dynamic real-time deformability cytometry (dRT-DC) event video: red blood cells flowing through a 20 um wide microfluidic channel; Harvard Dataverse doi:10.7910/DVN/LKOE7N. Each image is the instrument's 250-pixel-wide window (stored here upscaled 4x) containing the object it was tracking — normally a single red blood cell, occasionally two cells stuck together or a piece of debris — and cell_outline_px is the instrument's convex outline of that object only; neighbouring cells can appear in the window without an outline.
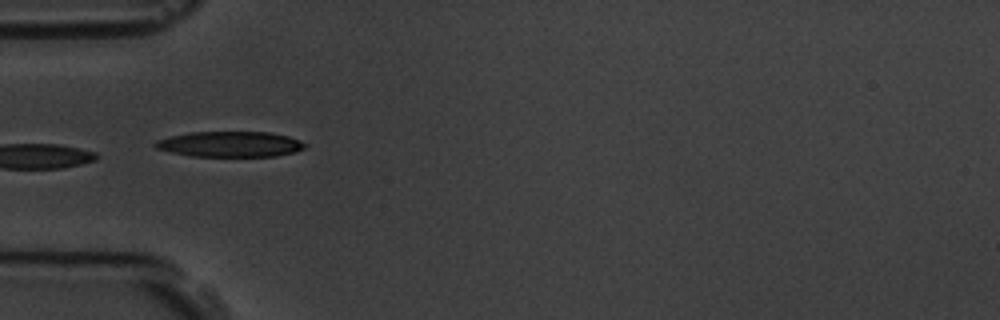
{"species": "common noctule bat (a hibernating species)", "species_latin": "Nyctalus noctula", "temperature_condition": "room temperature", "stored_images_in_passage": 15, "camera_frame_rate_fps": 3000, "um_per_image_px": 0.085, "animal": {"sex": "male", "body_mass_g": 19.5, "forearm_length_mm": 54.6}, "frame": {"image": 1, "passage_image": 5, "time_ms": 5.333, "image_size_px": [1000, 320], "cell_outline_px": [[308, 144], [304, 148], [296, 152], [276, 156], [192, 156], [172, 152], [156, 148], [152, 144], [156, 140], [172, 136], [192, 132], [268, 132], [288, 136], [300, 140]], "centroid_in_image_um": [19.59, 12.25], "position_along_channel_um": 65.4, "area_um2": 22.2}}
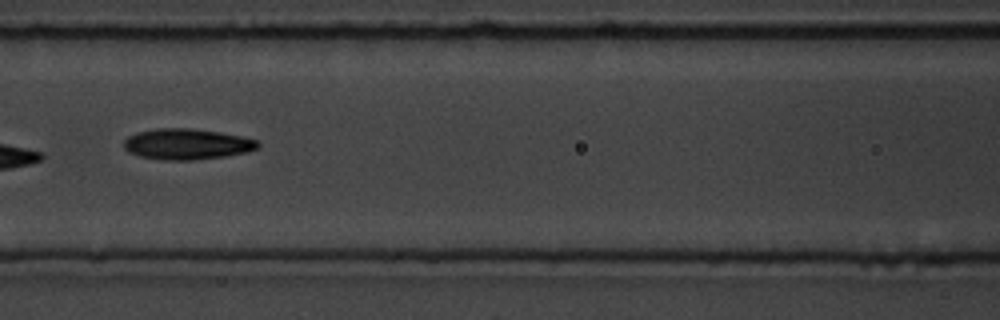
{"frame": {"image": 2, "passage_image": 7, "time_ms": 7.667, "image_size_px": [1000, 320], "cell_outline_px": [[260, 144], [256, 148], [248, 152], [228, 156], [192, 160], [168, 160], [140, 156], [128, 152], [124, 148], [124, 140], [128, 136], [136, 132], [156, 128], [192, 128], [220, 132], [244, 136], [256, 140]], "centroid_in_image_um": [15.89, 12.24], "position_along_channel_um": 150.7, "area_um2": 24.22}}
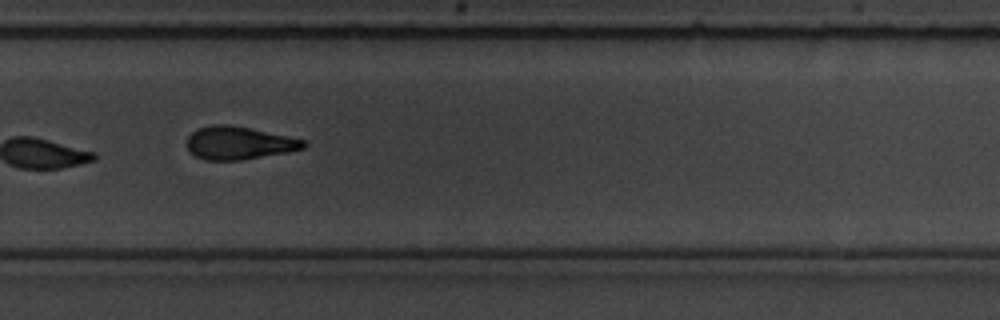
{"frame": {"image": 3, "passage_image": 11, "time_ms": 12.0, "image_size_px": [1000, 320], "cell_outline_px": [[308, 144], [304, 148], [288, 152], [240, 160], [204, 160], [188, 152], [188, 136], [196, 128], [212, 124], [228, 124], [248, 128], [304, 140]], "centroid_in_image_um": [20.26, 12.15], "position_along_channel_um": 309.5, "area_um2": 22.25}, "authors_computed_cell_mechanics": {"area_um2": 22.1952, "velocity_mm_per_s": 3.6644, "shape_relaxation_time_tau1_ms": null, "shape_relaxation_time_tau2_ms": 3.5741, "deformation_change_tau1": null, "deformation_change_tau2": 0.1125}}